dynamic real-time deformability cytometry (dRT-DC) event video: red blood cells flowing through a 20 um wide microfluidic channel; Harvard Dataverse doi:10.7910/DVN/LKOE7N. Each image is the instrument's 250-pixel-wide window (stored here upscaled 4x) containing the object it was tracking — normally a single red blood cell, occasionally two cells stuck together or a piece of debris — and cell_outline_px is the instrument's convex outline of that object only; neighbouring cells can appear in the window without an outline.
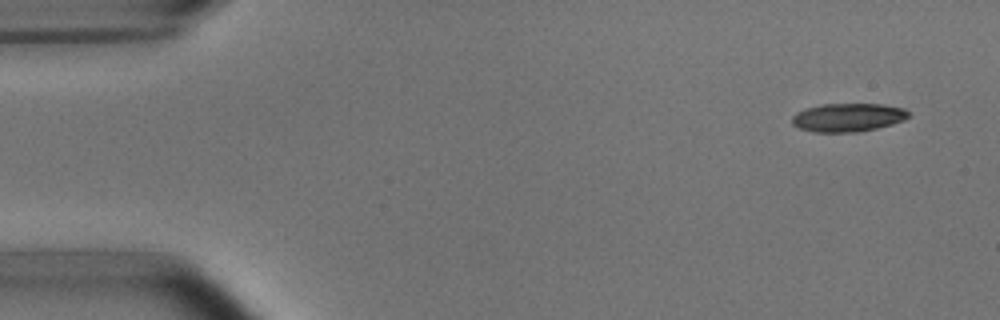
{"species": "common noctule bat (a hibernating species)", "species_latin": "Nyctalus noctula", "temperature_condition": "room temperature", "stored_images_in_passage": 50, "camera_frame_rate_fps": 3000, "um_per_image_px": 0.085, "animal": {"sex": "male", "body_mass_g": 15.6}, "frame": {"image": 1, "passage_image": 1, "time_ms": 0.0, "image_size_px": [1000, 320], "cell_outline_px": [[908, 116], [904, 120], [892, 124], [876, 128], [856, 132], [812, 132], [800, 128], [792, 124], [792, 116], [796, 112], [804, 108], [820, 104], [880, 104], [904, 108], [908, 112]], "centroid_in_image_um": [72.03, 9.98], "position_along_channel_um": 13.0, "area_um2": 19.31}}
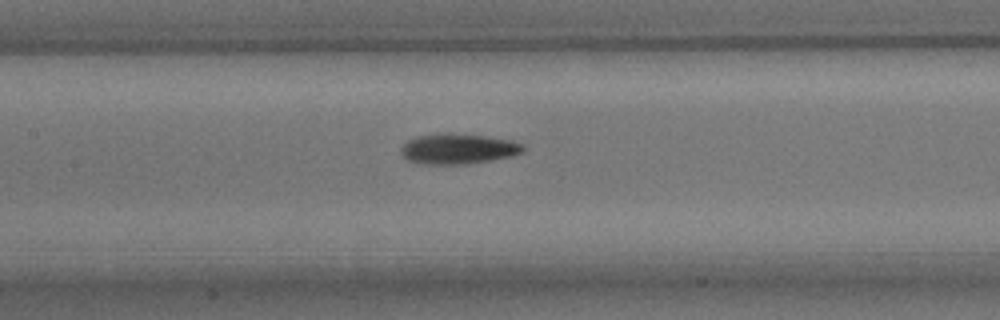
{"frame": {"image": 2, "passage_image": 22, "time_ms": 7.0, "image_size_px": [1000, 320], "cell_outline_px": [[524, 152], [512, 156], [464, 164], [424, 164], [408, 160], [400, 152], [400, 148], [408, 140], [416, 136], [436, 132], [448, 132], [484, 136], [512, 140], [524, 144]], "centroid_in_image_um": [38.93, 12.62], "position_along_channel_um": 168.5, "area_um2": 21.79}}
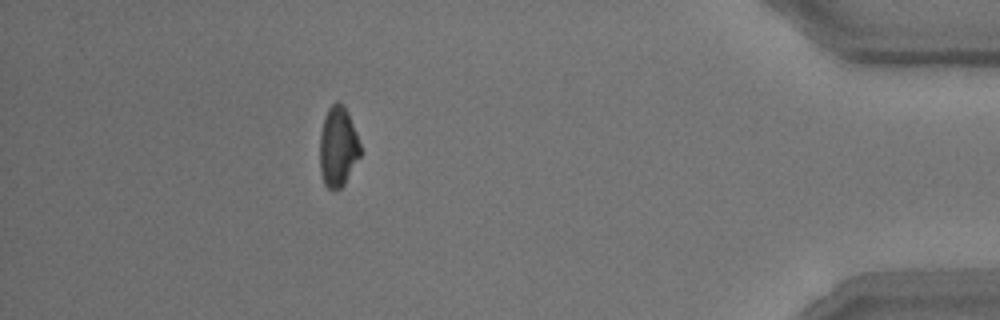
{"frame": {"image": 3, "passage_image": 45, "time_ms": 14.667, "image_size_px": [1000, 320], "cell_outline_px": [[360, 156], [344, 184], [340, 188], [328, 188], [324, 184], [320, 172], [320, 136], [324, 120], [328, 108], [336, 100], [340, 100], [344, 104], [348, 112], [356, 132], [360, 144]], "centroid_in_image_um": [28.73, 12.43], "position_along_channel_um": 406.5, "area_um2": 18.84}, "authors_computed_cell_mechanics": {"area_um2": 20.1144, "velocity_mm_per_s": 3.771, "shape_relaxation_time_tau1_ms": 5.2549, "shape_relaxation_time_tau2_ms": 3.6551, "deformation_change_tau1": 0.1758, "deformation_change_tau2": 0.1063}}